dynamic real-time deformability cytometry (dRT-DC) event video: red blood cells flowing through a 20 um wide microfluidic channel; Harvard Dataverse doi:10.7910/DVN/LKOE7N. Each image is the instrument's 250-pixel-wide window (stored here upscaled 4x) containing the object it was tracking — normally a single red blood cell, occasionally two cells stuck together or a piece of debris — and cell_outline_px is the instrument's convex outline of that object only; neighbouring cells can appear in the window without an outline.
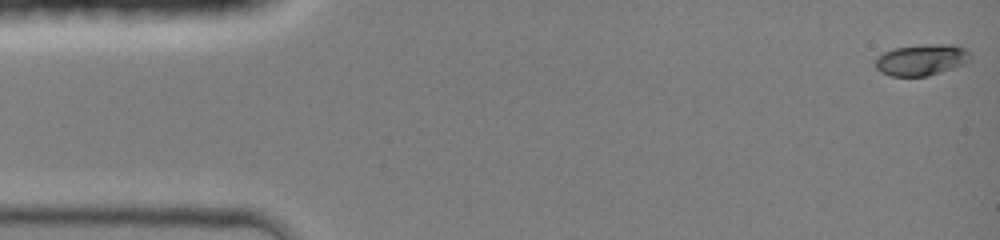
{"species": "common noctule bat (a hibernating species)", "species_latin": "Nyctalus noctula", "temperature_condition": "room temperature", "stored_images_in_passage": 45, "camera_frame_rate_fps": 3000, "um_per_image_px": 0.085, "animal": {"sex": "female", "body_mass_g": 19.0, "forearm_length_mm": 51.5}, "frame": {"image": 1, "passage_image": 1, "time_ms": 0.0, "image_size_px": [1000, 240], "cell_outline_px": [[972, 56], [964, 64], [928, 76], [892, 76], [880, 72], [876, 68], [876, 56], [892, 48], [928, 44], [952, 44], [964, 48], [972, 52]], "centroid_in_image_um": [78.33, 5.07], "position_along_channel_um": 6.7, "area_um2": 17.4}}
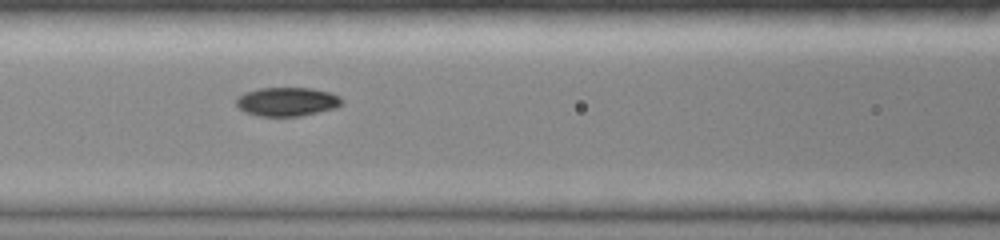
{"frame": {"image": 2, "passage_image": 19, "time_ms": 6.0, "image_size_px": [1000, 240], "cell_outline_px": [[344, 104], [336, 108], [300, 116], [256, 116], [244, 112], [236, 104], [236, 100], [244, 92], [260, 88], [312, 88], [328, 92], [340, 96], [344, 100]], "centroid_in_image_um": [24.43, 8.65], "position_along_channel_um": 142.2, "area_um2": 17.86}}
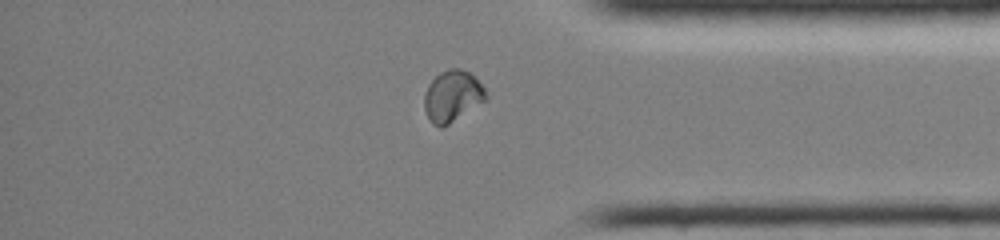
{"frame": {"image": 3, "passage_image": 37, "time_ms": 12.0, "image_size_px": [1000, 240], "cell_outline_px": [[488, 96], [484, 100], [448, 124], [440, 128], [432, 124], [424, 108], [424, 96], [428, 84], [440, 72], [448, 68], [460, 68], [468, 72], [484, 88]], "centroid_in_image_um": [38.41, 8.16], "position_along_channel_um": 396.8, "area_um2": 17.98}, "authors_computed_cell_mechanics": {"area_um2": 17.7446, "velocity_mm_per_s": 4.304, "shape_relaxation_time_tau1_ms": 8.4503, "shape_relaxation_time_tau2_ms": 1.9494, "deformation_change_tau1": 0.2385, "deformation_change_tau2": 0.031}}